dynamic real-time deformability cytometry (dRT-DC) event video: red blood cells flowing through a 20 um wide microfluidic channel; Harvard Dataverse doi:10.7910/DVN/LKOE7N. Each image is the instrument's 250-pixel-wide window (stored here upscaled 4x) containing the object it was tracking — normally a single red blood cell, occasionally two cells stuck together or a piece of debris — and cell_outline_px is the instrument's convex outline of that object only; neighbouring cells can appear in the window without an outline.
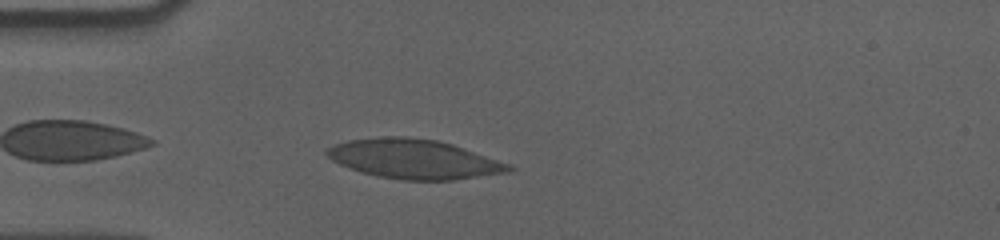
{"species": "human", "species_latin": "Homo sapiens", "temperature_condition": "cold", "stored_images_in_passage": 28, "camera_frame_rate_fps": 3000, "um_per_image_px": 0.085, "donor": {"sex": "male"}, "frame": {"image": 1, "passage_image": 2, "time_ms": 0.333, "image_size_px": [1000, 240], "cell_outline_px": [[516, 168], [508, 172], [452, 180], [400, 180], [376, 176], [360, 172], [348, 168], [332, 160], [324, 152], [324, 148], [332, 144], [348, 140], [380, 136], [404, 136], [436, 140], [452, 144], [512, 164]], "centroid_in_image_um": [35.15, 13.51], "position_along_channel_um": 49.8, "area_um2": 42.14}}
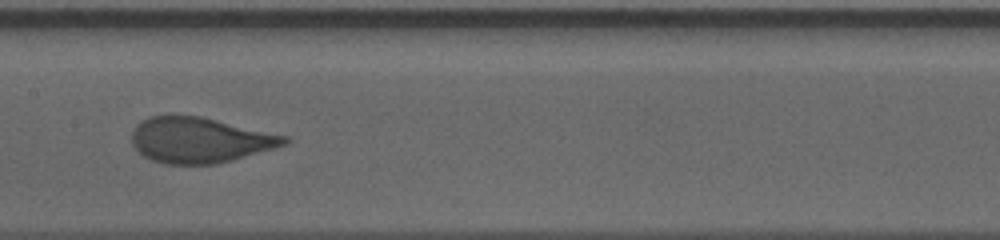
{"frame": {"image": 2, "passage_image": 15, "time_ms": 4.667, "image_size_px": [1000, 240], "cell_outline_px": [[292, 140], [288, 144], [276, 148], [232, 160], [216, 164], [164, 164], [152, 160], [144, 156], [132, 144], [132, 132], [136, 124], [140, 120], [148, 116], [168, 112], [200, 116], [288, 136]], "centroid_in_image_um": [16.96, 11.87], "position_along_channel_um": 190.4, "area_um2": 41.27}}
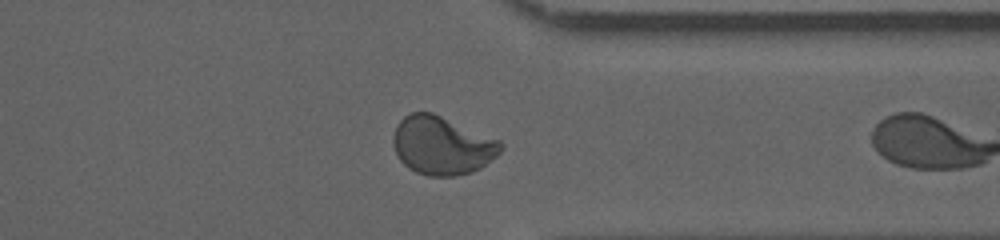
{"frame": {"image": 3, "passage_image": 27, "time_ms": 8.667, "image_size_px": [1000, 240], "cell_outline_px": [[504, 148], [496, 156], [480, 168], [472, 172], [456, 176], [428, 176], [416, 172], [408, 168], [400, 160], [392, 144], [392, 136], [396, 124], [404, 116], [412, 112], [432, 112], [500, 140], [504, 144]], "centroid_in_image_um": [37.56, 12.36], "position_along_channel_um": 373.8, "area_um2": 36.76}}